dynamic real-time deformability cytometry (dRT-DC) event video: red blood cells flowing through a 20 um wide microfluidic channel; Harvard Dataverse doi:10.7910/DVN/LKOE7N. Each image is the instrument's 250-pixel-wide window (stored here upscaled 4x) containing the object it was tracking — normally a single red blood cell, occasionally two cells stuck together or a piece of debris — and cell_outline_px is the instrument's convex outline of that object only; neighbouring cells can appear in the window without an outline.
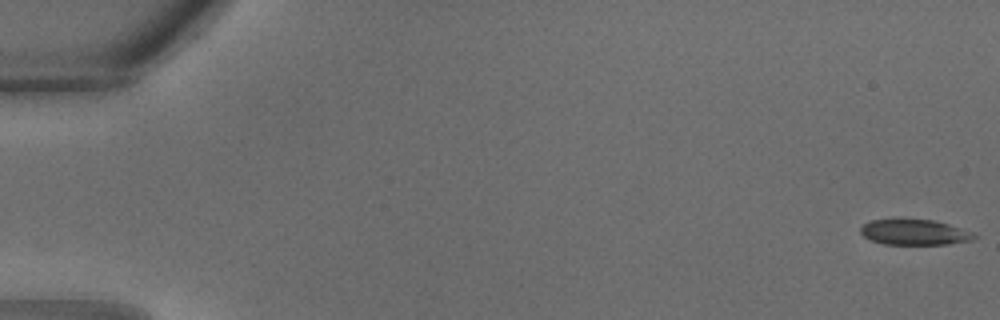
{"species": "common noctule bat (a hibernating species)", "species_latin": "Nyctalus noctula", "temperature_condition": "warm", "stored_images_in_passage": 15, "camera_frame_rate_fps": 3000, "um_per_image_px": 0.085, "animal": {"sex": "male", "body_mass_g": 18.8}, "frame": {"image": 1, "passage_image": 1, "time_ms": 0.0, "image_size_px": [1000, 320], "cell_outline_px": [[976, 236], [972, 240], [948, 244], [884, 244], [872, 240], [864, 236], [860, 232], [860, 228], [864, 224], [872, 220], [892, 216], [900, 216], [932, 220], [948, 224], [972, 232]], "centroid_in_image_um": [77.66, 19.68], "position_along_channel_um": 7.3, "area_um2": 17.46}}
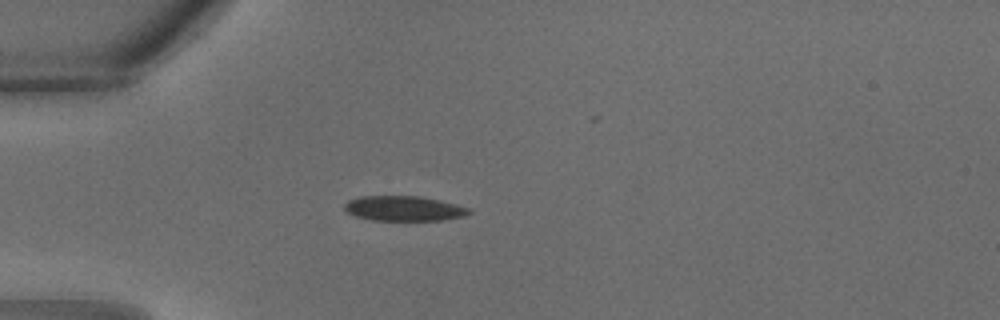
{"frame": {"image": 2, "passage_image": 10, "time_ms": 3.0, "image_size_px": [1000, 320], "cell_outline_px": [[472, 212], [464, 216], [444, 220], [372, 220], [356, 216], [348, 212], [344, 208], [344, 204], [348, 200], [360, 196], [420, 196], [440, 200], [456, 204], [468, 208]], "centroid_in_image_um": [34.33, 17.71], "position_along_channel_um": 50.7, "area_um2": 18.09}}
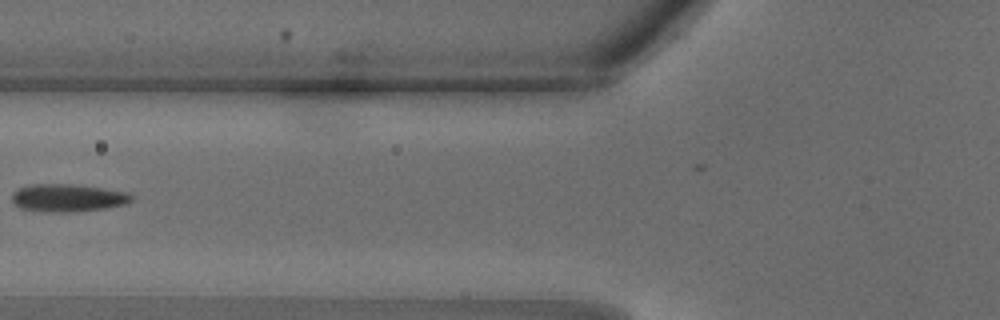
{"frame": {"image": 3, "passage_image": 14, "time_ms": 4.333, "image_size_px": [1000, 320], "cell_outline_px": [[132, 200], [128, 204], [104, 208], [72, 212], [52, 212], [20, 208], [12, 204], [12, 192], [20, 188], [32, 184], [72, 184], [100, 188], [124, 192], [132, 196]], "centroid_in_image_um": [5.72, 16.82], "position_along_channel_um": 120.1, "area_um2": 19.13}}